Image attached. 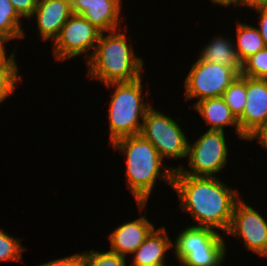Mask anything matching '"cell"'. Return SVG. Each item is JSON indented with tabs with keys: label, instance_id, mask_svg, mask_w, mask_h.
<instances>
[{
	"label": "cell",
	"instance_id": "6da1fadb",
	"mask_svg": "<svg viewBox=\"0 0 267 266\" xmlns=\"http://www.w3.org/2000/svg\"><path fill=\"white\" fill-rule=\"evenodd\" d=\"M172 188L176 190L183 211L191 214L197 225L223 230L231 225L238 191L229 188L216 177L174 174Z\"/></svg>",
	"mask_w": 267,
	"mask_h": 266
},
{
	"label": "cell",
	"instance_id": "7a4b0ae2",
	"mask_svg": "<svg viewBox=\"0 0 267 266\" xmlns=\"http://www.w3.org/2000/svg\"><path fill=\"white\" fill-rule=\"evenodd\" d=\"M111 145L127 157V186L141 211L146 207L151 190L159 177L172 186L175 168L168 167L165 168V172L162 170L160 173L163 158L157 149L140 134L120 138Z\"/></svg>",
	"mask_w": 267,
	"mask_h": 266
},
{
	"label": "cell",
	"instance_id": "3957f363",
	"mask_svg": "<svg viewBox=\"0 0 267 266\" xmlns=\"http://www.w3.org/2000/svg\"><path fill=\"white\" fill-rule=\"evenodd\" d=\"M126 40V34L119 30L109 31L107 35L101 33L95 49L85 57L88 76L104 84L139 79L143 61L135 56L133 45H128Z\"/></svg>",
	"mask_w": 267,
	"mask_h": 266
},
{
	"label": "cell",
	"instance_id": "277c9868",
	"mask_svg": "<svg viewBox=\"0 0 267 266\" xmlns=\"http://www.w3.org/2000/svg\"><path fill=\"white\" fill-rule=\"evenodd\" d=\"M141 77L131 82H112L107 87H116L109 106L110 144L116 140L139 135L147 111L152 107L143 103ZM143 95V96H142Z\"/></svg>",
	"mask_w": 267,
	"mask_h": 266
},
{
	"label": "cell",
	"instance_id": "5b68a950",
	"mask_svg": "<svg viewBox=\"0 0 267 266\" xmlns=\"http://www.w3.org/2000/svg\"><path fill=\"white\" fill-rule=\"evenodd\" d=\"M172 246L184 266H220L226 256L222 236L210 227L191 225L181 231Z\"/></svg>",
	"mask_w": 267,
	"mask_h": 266
},
{
	"label": "cell",
	"instance_id": "8992f818",
	"mask_svg": "<svg viewBox=\"0 0 267 266\" xmlns=\"http://www.w3.org/2000/svg\"><path fill=\"white\" fill-rule=\"evenodd\" d=\"M228 150L224 131L207 130L193 144L188 145V165L192 170L179 165L174 174L197 177H215L227 163Z\"/></svg>",
	"mask_w": 267,
	"mask_h": 266
},
{
	"label": "cell",
	"instance_id": "52a82bcc",
	"mask_svg": "<svg viewBox=\"0 0 267 266\" xmlns=\"http://www.w3.org/2000/svg\"><path fill=\"white\" fill-rule=\"evenodd\" d=\"M142 123L140 135L157 149L162 158L187 157L189 142L175 120L152 106Z\"/></svg>",
	"mask_w": 267,
	"mask_h": 266
},
{
	"label": "cell",
	"instance_id": "ba28073f",
	"mask_svg": "<svg viewBox=\"0 0 267 266\" xmlns=\"http://www.w3.org/2000/svg\"><path fill=\"white\" fill-rule=\"evenodd\" d=\"M240 75L232 68L217 63H211L200 58L192 64L184 86L185 98H205L221 97L223 92Z\"/></svg>",
	"mask_w": 267,
	"mask_h": 266
},
{
	"label": "cell",
	"instance_id": "9c48e42d",
	"mask_svg": "<svg viewBox=\"0 0 267 266\" xmlns=\"http://www.w3.org/2000/svg\"><path fill=\"white\" fill-rule=\"evenodd\" d=\"M101 33L82 15L72 14L53 42L55 59L63 61L95 49Z\"/></svg>",
	"mask_w": 267,
	"mask_h": 266
},
{
	"label": "cell",
	"instance_id": "30bf717a",
	"mask_svg": "<svg viewBox=\"0 0 267 266\" xmlns=\"http://www.w3.org/2000/svg\"><path fill=\"white\" fill-rule=\"evenodd\" d=\"M226 234L242 237L245 247L259 256L267 253V221L242 199L234 206L231 225Z\"/></svg>",
	"mask_w": 267,
	"mask_h": 266
},
{
	"label": "cell",
	"instance_id": "8fae6325",
	"mask_svg": "<svg viewBox=\"0 0 267 266\" xmlns=\"http://www.w3.org/2000/svg\"><path fill=\"white\" fill-rule=\"evenodd\" d=\"M246 104L238 119L241 132L247 137L267 121V79L246 76Z\"/></svg>",
	"mask_w": 267,
	"mask_h": 266
},
{
	"label": "cell",
	"instance_id": "7c38bea8",
	"mask_svg": "<svg viewBox=\"0 0 267 266\" xmlns=\"http://www.w3.org/2000/svg\"><path fill=\"white\" fill-rule=\"evenodd\" d=\"M121 0H72V12L82 15L102 33L117 30L120 14Z\"/></svg>",
	"mask_w": 267,
	"mask_h": 266
},
{
	"label": "cell",
	"instance_id": "4fadbf2b",
	"mask_svg": "<svg viewBox=\"0 0 267 266\" xmlns=\"http://www.w3.org/2000/svg\"><path fill=\"white\" fill-rule=\"evenodd\" d=\"M73 14L69 0H38L32 17L37 16L39 36L44 41L52 38L54 41L67 20Z\"/></svg>",
	"mask_w": 267,
	"mask_h": 266
},
{
	"label": "cell",
	"instance_id": "5bb4252c",
	"mask_svg": "<svg viewBox=\"0 0 267 266\" xmlns=\"http://www.w3.org/2000/svg\"><path fill=\"white\" fill-rule=\"evenodd\" d=\"M153 229L154 225L145 215L122 224L109 235L110 251L126 257L138 249Z\"/></svg>",
	"mask_w": 267,
	"mask_h": 266
},
{
	"label": "cell",
	"instance_id": "9a60e30c",
	"mask_svg": "<svg viewBox=\"0 0 267 266\" xmlns=\"http://www.w3.org/2000/svg\"><path fill=\"white\" fill-rule=\"evenodd\" d=\"M193 107L199 112L206 124L211 126L209 130L224 131L226 126H235L236 134L242 140H246L247 137L240 130L238 119L222 97L202 99L193 104Z\"/></svg>",
	"mask_w": 267,
	"mask_h": 266
},
{
	"label": "cell",
	"instance_id": "2e32d148",
	"mask_svg": "<svg viewBox=\"0 0 267 266\" xmlns=\"http://www.w3.org/2000/svg\"><path fill=\"white\" fill-rule=\"evenodd\" d=\"M165 227L155 228L145 241L133 252L134 259L130 266H161L164 265V255L173 242L169 239Z\"/></svg>",
	"mask_w": 267,
	"mask_h": 266
},
{
	"label": "cell",
	"instance_id": "e0dca14e",
	"mask_svg": "<svg viewBox=\"0 0 267 266\" xmlns=\"http://www.w3.org/2000/svg\"><path fill=\"white\" fill-rule=\"evenodd\" d=\"M200 59L225 65L242 72V62L240 61L234 43L227 38L217 36L205 48L202 49Z\"/></svg>",
	"mask_w": 267,
	"mask_h": 266
},
{
	"label": "cell",
	"instance_id": "ac0fdd59",
	"mask_svg": "<svg viewBox=\"0 0 267 266\" xmlns=\"http://www.w3.org/2000/svg\"><path fill=\"white\" fill-rule=\"evenodd\" d=\"M236 33L237 43L235 49L242 63L266 47L257 27L238 22Z\"/></svg>",
	"mask_w": 267,
	"mask_h": 266
},
{
	"label": "cell",
	"instance_id": "d6986e66",
	"mask_svg": "<svg viewBox=\"0 0 267 266\" xmlns=\"http://www.w3.org/2000/svg\"><path fill=\"white\" fill-rule=\"evenodd\" d=\"M20 16L9 0H0V38L6 41L23 37Z\"/></svg>",
	"mask_w": 267,
	"mask_h": 266
},
{
	"label": "cell",
	"instance_id": "ffe728a7",
	"mask_svg": "<svg viewBox=\"0 0 267 266\" xmlns=\"http://www.w3.org/2000/svg\"><path fill=\"white\" fill-rule=\"evenodd\" d=\"M246 96V76L239 75L221 97L235 117L239 119L245 108Z\"/></svg>",
	"mask_w": 267,
	"mask_h": 266
},
{
	"label": "cell",
	"instance_id": "44dd1931",
	"mask_svg": "<svg viewBox=\"0 0 267 266\" xmlns=\"http://www.w3.org/2000/svg\"><path fill=\"white\" fill-rule=\"evenodd\" d=\"M240 75L267 79V47L250 56L242 63Z\"/></svg>",
	"mask_w": 267,
	"mask_h": 266
},
{
	"label": "cell",
	"instance_id": "7402d4cb",
	"mask_svg": "<svg viewBox=\"0 0 267 266\" xmlns=\"http://www.w3.org/2000/svg\"><path fill=\"white\" fill-rule=\"evenodd\" d=\"M85 266H127L126 257L112 251L99 252L90 250L83 252Z\"/></svg>",
	"mask_w": 267,
	"mask_h": 266
},
{
	"label": "cell",
	"instance_id": "603a6c76",
	"mask_svg": "<svg viewBox=\"0 0 267 266\" xmlns=\"http://www.w3.org/2000/svg\"><path fill=\"white\" fill-rule=\"evenodd\" d=\"M20 78L17 64H0V104L14 93L15 83Z\"/></svg>",
	"mask_w": 267,
	"mask_h": 266
},
{
	"label": "cell",
	"instance_id": "cb8c5ba5",
	"mask_svg": "<svg viewBox=\"0 0 267 266\" xmlns=\"http://www.w3.org/2000/svg\"><path fill=\"white\" fill-rule=\"evenodd\" d=\"M24 247L18 238L11 237L4 230H0V261H21Z\"/></svg>",
	"mask_w": 267,
	"mask_h": 266
},
{
	"label": "cell",
	"instance_id": "d4e9b609",
	"mask_svg": "<svg viewBox=\"0 0 267 266\" xmlns=\"http://www.w3.org/2000/svg\"><path fill=\"white\" fill-rule=\"evenodd\" d=\"M18 15L22 18H31L37 7L38 0H9Z\"/></svg>",
	"mask_w": 267,
	"mask_h": 266
},
{
	"label": "cell",
	"instance_id": "484cf974",
	"mask_svg": "<svg viewBox=\"0 0 267 266\" xmlns=\"http://www.w3.org/2000/svg\"><path fill=\"white\" fill-rule=\"evenodd\" d=\"M39 266H85L84 255L74 254L65 258L52 260L46 263H42Z\"/></svg>",
	"mask_w": 267,
	"mask_h": 266
},
{
	"label": "cell",
	"instance_id": "4316f807",
	"mask_svg": "<svg viewBox=\"0 0 267 266\" xmlns=\"http://www.w3.org/2000/svg\"><path fill=\"white\" fill-rule=\"evenodd\" d=\"M256 138L258 143L267 148V121L260 124L255 130H253L246 138V140H252Z\"/></svg>",
	"mask_w": 267,
	"mask_h": 266
},
{
	"label": "cell",
	"instance_id": "83f0119b",
	"mask_svg": "<svg viewBox=\"0 0 267 266\" xmlns=\"http://www.w3.org/2000/svg\"><path fill=\"white\" fill-rule=\"evenodd\" d=\"M260 13L259 32L262 36L265 46L267 47V5L253 8Z\"/></svg>",
	"mask_w": 267,
	"mask_h": 266
},
{
	"label": "cell",
	"instance_id": "f1b7e54d",
	"mask_svg": "<svg viewBox=\"0 0 267 266\" xmlns=\"http://www.w3.org/2000/svg\"><path fill=\"white\" fill-rule=\"evenodd\" d=\"M5 42H7L5 39L0 38V64H17L14 52H12L9 58L6 57Z\"/></svg>",
	"mask_w": 267,
	"mask_h": 266
},
{
	"label": "cell",
	"instance_id": "f546056e",
	"mask_svg": "<svg viewBox=\"0 0 267 266\" xmlns=\"http://www.w3.org/2000/svg\"><path fill=\"white\" fill-rule=\"evenodd\" d=\"M241 5L244 7H262L267 5V0H241Z\"/></svg>",
	"mask_w": 267,
	"mask_h": 266
},
{
	"label": "cell",
	"instance_id": "4dcf8cb0",
	"mask_svg": "<svg viewBox=\"0 0 267 266\" xmlns=\"http://www.w3.org/2000/svg\"><path fill=\"white\" fill-rule=\"evenodd\" d=\"M215 4L223 5L229 7L230 5H234L235 7L238 5L241 6V0H211Z\"/></svg>",
	"mask_w": 267,
	"mask_h": 266
}]
</instances>
